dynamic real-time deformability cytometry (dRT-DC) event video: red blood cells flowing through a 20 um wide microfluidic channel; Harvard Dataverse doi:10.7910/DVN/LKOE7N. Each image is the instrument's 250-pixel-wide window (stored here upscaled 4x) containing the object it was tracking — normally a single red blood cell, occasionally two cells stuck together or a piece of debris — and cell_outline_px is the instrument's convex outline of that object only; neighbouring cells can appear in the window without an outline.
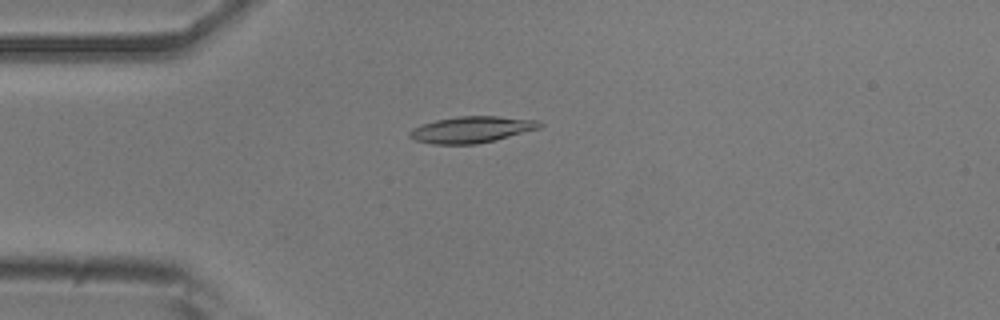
{"species": "common noctule bat (a hibernating species)", "species_latin": "Nyctalus noctula", "temperature_condition": "room temperature", "stored_images_in_passage": 36, "camera_frame_rate_fps": 3000, "um_per_image_px": 0.085, "animal": {"sex": "male", "body_mass_g": 20.5, "forearm_length_mm": 52.5}, "frame": {"image": 1, "passage_image": 13, "time_ms": 4.0, "image_size_px": [1000, 320], "cell_outline_px": [[544, 124], [540, 128], [496, 140], [476, 144], [432, 144], [412, 140], [408, 136], [408, 132], [412, 128], [436, 120], [460, 116], [496, 116], [540, 120]], "centroid_in_image_um": [40.09, 11.02], "position_along_channel_um": 44.9, "area_um2": 20.11}}
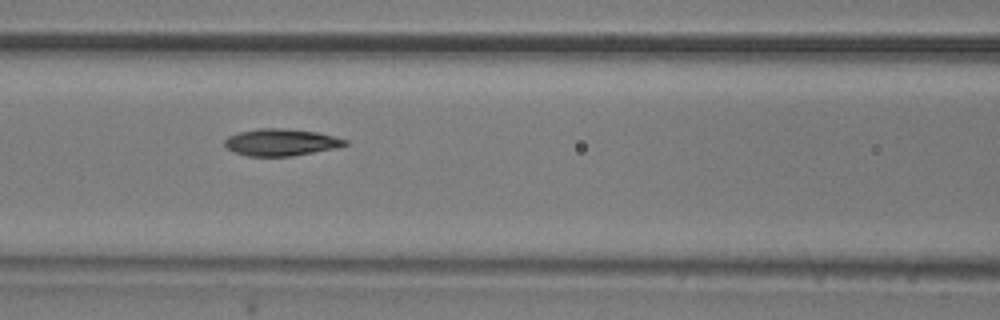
{"frame": {"image": 2, "passage_image": 22, "time_ms": 7.0, "image_size_px": [1000, 320], "cell_outline_px": [[348, 144], [336, 148], [292, 156], [248, 156], [236, 152], [228, 148], [224, 144], [224, 140], [228, 136], [240, 132], [260, 128], [284, 128], [316, 132], [348, 140]], "centroid_in_image_um": [23.89, 12.09], "position_along_channel_um": 142.7, "area_um2": 18.73}}
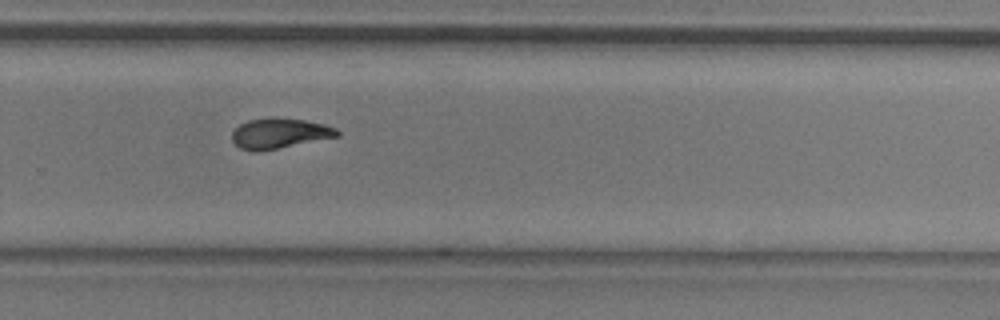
{"frame": {"image": 3, "passage_image": 35, "time_ms": 11.333, "image_size_px": [1000, 320], "cell_outline_px": [[340, 136], [260, 152], [252, 152], [240, 148], [232, 140], [232, 132], [240, 124], [248, 120], [268, 116], [276, 116], [304, 120], [324, 124], [336, 128], [340, 132]], "centroid_in_image_um": [23.75, 11.33], "position_along_channel_um": 306.1, "area_um2": 18.96}}